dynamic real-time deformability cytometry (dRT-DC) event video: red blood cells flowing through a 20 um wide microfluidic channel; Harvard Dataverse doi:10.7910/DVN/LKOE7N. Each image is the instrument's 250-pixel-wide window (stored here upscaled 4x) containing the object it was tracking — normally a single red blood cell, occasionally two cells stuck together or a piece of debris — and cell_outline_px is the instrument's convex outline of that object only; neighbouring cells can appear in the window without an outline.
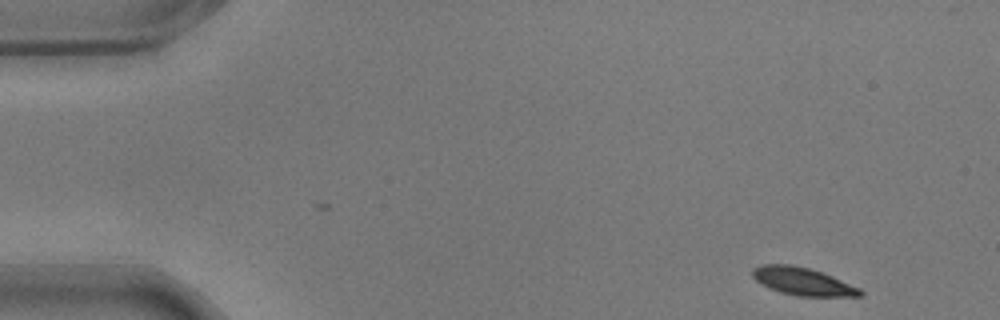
{"species": "common noctule bat (a hibernating species)", "species_latin": "Nyctalus noctula", "temperature_condition": "warm", "stored_images_in_passage": 54, "camera_frame_rate_fps": 3000, "um_per_image_px": 0.085, "animal": {"sex": "male", "body_mass_g": 17.9}, "frame": {"image": 1, "passage_image": 1, "time_ms": 0.0, "image_size_px": [1000, 320], "cell_outline_px": [[864, 296], [796, 296], [780, 292], [760, 284], [752, 276], [752, 268], [764, 264], [792, 264], [808, 268], [832, 276], [860, 288], [864, 292]], "centroid_in_image_um": [68.22, 23.92], "position_along_channel_um": 16.8, "area_um2": 17.4}}
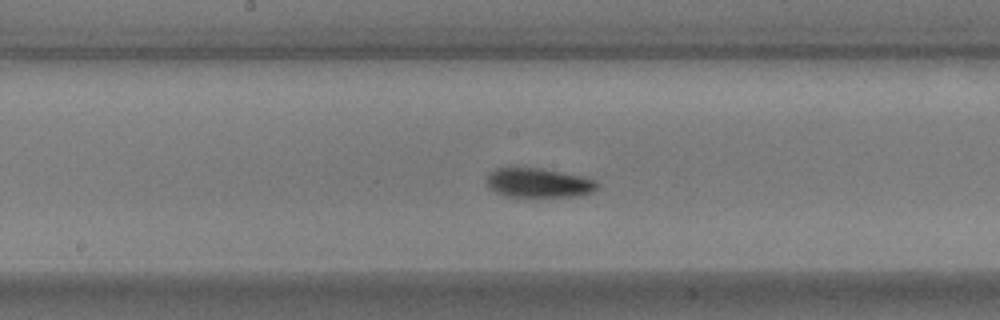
{"frame": {"image": 2, "passage_image": 26, "time_ms": 8.333, "image_size_px": [1000, 320], "cell_outline_px": [[600, 184], [592, 192], [584, 196], [504, 196], [488, 188], [488, 172], [496, 168], [516, 164], [544, 168], [584, 176], [596, 180]], "centroid_in_image_um": [45.76, 15.48], "position_along_channel_um": 202.4, "area_um2": 19.77}}
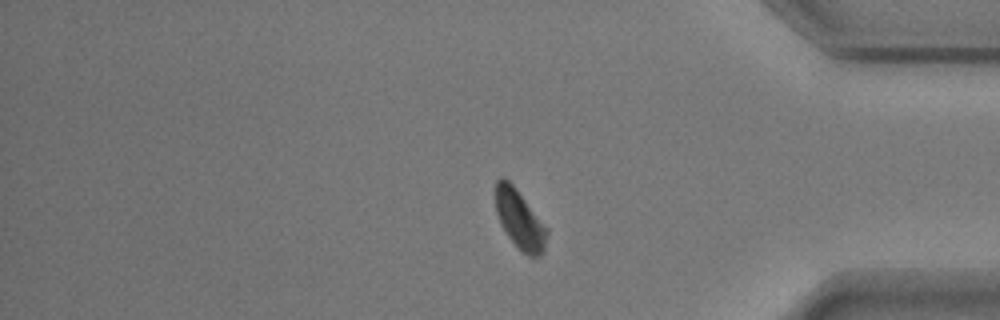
{"frame": {"image": 3, "passage_image": 44, "time_ms": 14.333, "image_size_px": [1000, 320], "cell_outline_px": [[548, 232], [544, 252], [540, 256], [528, 256], [508, 236], [496, 212], [496, 180], [500, 176], [504, 176], [516, 188], [548, 228]], "centroid_in_image_um": [44.2, 18.63], "position_along_channel_um": 391.0, "area_um2": 17.4}, "authors_computed_cell_mechanics": {"area_um2": 18.2359, "velocity_mm_per_s": 3.5038, "shape_relaxation_time_tau1_ms": 2.4459, "shape_relaxation_time_tau2_ms": null, "deformation_change_tau1": 0.1276, "deformation_change_tau2": null}}